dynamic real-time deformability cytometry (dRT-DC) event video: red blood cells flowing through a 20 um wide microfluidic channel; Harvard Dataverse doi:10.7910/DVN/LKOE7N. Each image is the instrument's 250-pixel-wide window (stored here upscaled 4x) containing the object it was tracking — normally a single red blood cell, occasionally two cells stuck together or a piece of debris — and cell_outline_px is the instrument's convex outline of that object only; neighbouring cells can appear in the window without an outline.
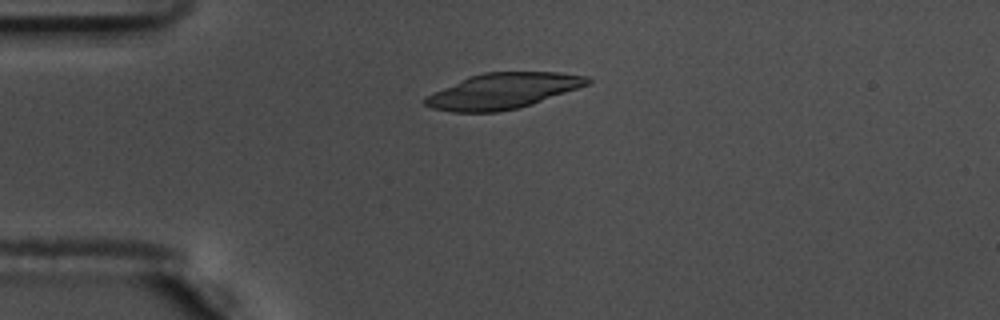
{"species": "common noctule bat (a hibernating species)", "species_latin": "Nyctalus noctula", "temperature_condition": "warm", "stored_images_in_passage": 32, "camera_frame_rate_fps": 3000, "um_per_image_px": 0.085, "animal": {"sex": "male", "body_mass_g": 17.5, "forearm_length_mm": 52.3}, "frame": {"image": 1, "passage_image": 1, "time_ms": 0.0, "image_size_px": [1000, 320], "cell_outline_px": [[592, 80], [588, 84], [532, 104], [520, 108], [500, 112], [452, 112], [432, 108], [424, 104], [424, 100], [428, 96], [444, 88], [472, 76], [484, 72], [560, 72], [588, 76]], "centroid_in_image_um": [42.79, 7.74], "position_along_channel_um": 42.2, "area_um2": 33.12}}